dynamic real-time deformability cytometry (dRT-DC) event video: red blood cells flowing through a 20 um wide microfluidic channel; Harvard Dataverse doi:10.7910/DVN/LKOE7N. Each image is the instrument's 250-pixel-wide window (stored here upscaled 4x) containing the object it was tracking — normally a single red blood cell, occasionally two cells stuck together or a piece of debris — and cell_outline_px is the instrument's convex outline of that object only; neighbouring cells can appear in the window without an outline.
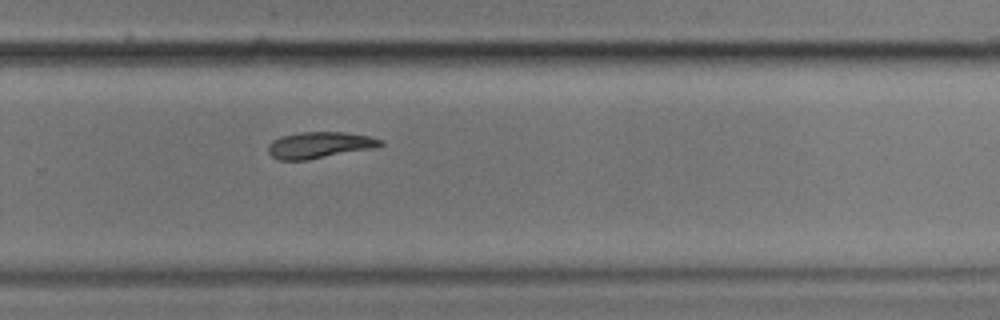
{"species": "common noctule bat (a hibernating species)", "species_latin": "Nyctalus noctula", "temperature_condition": "cold", "stored_images_in_passage": 10, "camera_frame_rate_fps": 3000, "um_per_image_px": 0.085, "animal": {"sex": "male", "body_mass_g": 17.9}, "frame": {"image": 1, "passage_image": 10, "time_ms": 11.333, "image_size_px": [1000, 320], "cell_outline_px": [[384, 144], [376, 148], [308, 160], [276, 160], [268, 152], [268, 144], [272, 140], [280, 136], [300, 132], [348, 132], [368, 136], [384, 140]], "centroid_in_image_um": [27.17, 12.33], "position_along_channel_um": 302.6, "area_um2": 17.57}}